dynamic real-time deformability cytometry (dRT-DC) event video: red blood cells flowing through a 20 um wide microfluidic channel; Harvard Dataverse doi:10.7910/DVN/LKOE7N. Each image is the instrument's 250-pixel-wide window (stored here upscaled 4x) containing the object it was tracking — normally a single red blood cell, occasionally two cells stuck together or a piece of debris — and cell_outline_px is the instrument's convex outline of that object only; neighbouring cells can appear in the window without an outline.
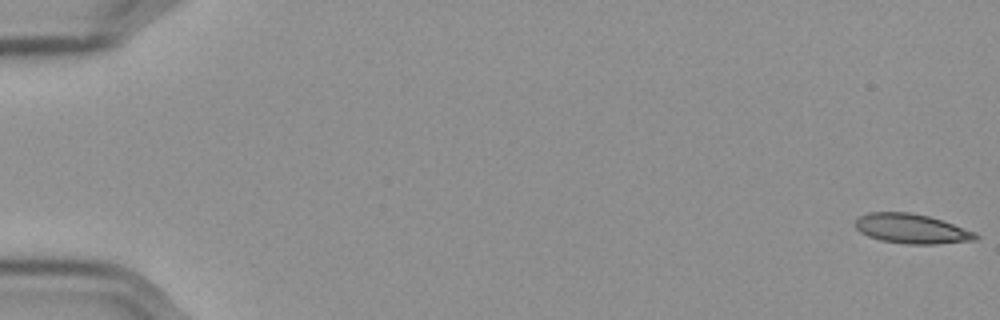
{"species": "Egyptian fruit bat (a non-hibernating species)", "species_latin": "Rousettus aegyptiacus", "temperature_condition": "cold", "stored_images_in_passage": 57, "camera_frame_rate_fps": 3000, "um_per_image_px": 0.085, "frame": {"image": 1, "passage_image": 1, "time_ms": 0.0, "image_size_px": [1000, 320], "cell_outline_px": [[980, 236], [976, 240], [936, 244], [904, 244], [880, 240], [868, 236], [860, 232], [856, 228], [856, 220], [860, 216], [868, 212], [908, 212], [928, 216], [952, 224], [972, 232]], "centroid_in_image_um": [77.44, 19.45], "position_along_channel_um": 7.6, "area_um2": 20.52}}
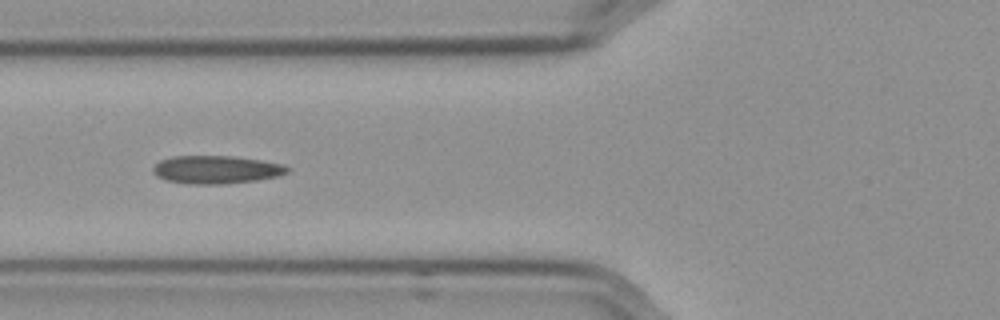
{"frame": {"image": 2, "passage_image": 23, "time_ms": 7.333, "image_size_px": [1000, 320], "cell_outline_px": [[292, 168], [288, 172], [276, 176], [256, 180], [220, 184], [192, 184], [164, 180], [156, 176], [152, 172], [152, 168], [160, 160], [172, 156], [232, 156], [260, 160], [280, 164]], "centroid_in_image_um": [18.33, 14.41], "position_along_channel_um": 107.5, "area_um2": 21.85}}
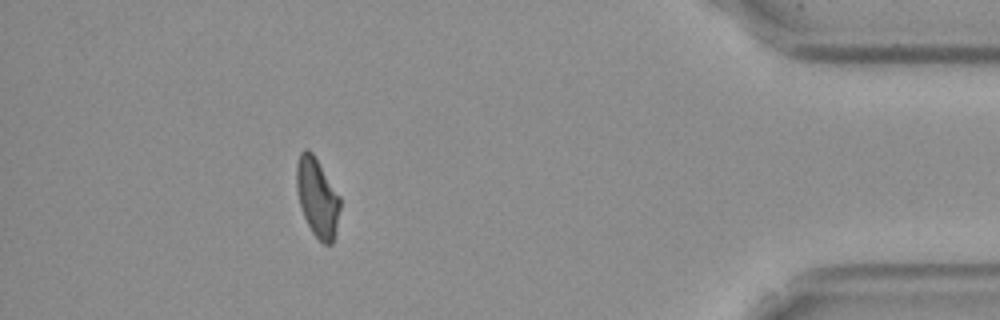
{"frame": {"image": 3, "passage_image": 52, "time_ms": 17.0, "image_size_px": [1000, 320], "cell_outline_px": [[340, 208], [332, 244], [324, 244], [312, 232], [304, 216], [300, 204], [296, 188], [296, 164], [300, 152], [304, 148], [308, 148], [312, 152], [340, 196]], "centroid_in_image_um": [26.95, 16.74], "position_along_channel_um": 408.3, "area_um2": 19.77}, "authors_computed_cell_mechanics": {"area_um2": 20.808, "velocity_mm_per_s": 3.5832, "shape_relaxation_time_tau1_ms": null, "shape_relaxation_time_tau2_ms": 2.5133, "deformation_change_tau1": null, "deformation_change_tau2": 0.093}}